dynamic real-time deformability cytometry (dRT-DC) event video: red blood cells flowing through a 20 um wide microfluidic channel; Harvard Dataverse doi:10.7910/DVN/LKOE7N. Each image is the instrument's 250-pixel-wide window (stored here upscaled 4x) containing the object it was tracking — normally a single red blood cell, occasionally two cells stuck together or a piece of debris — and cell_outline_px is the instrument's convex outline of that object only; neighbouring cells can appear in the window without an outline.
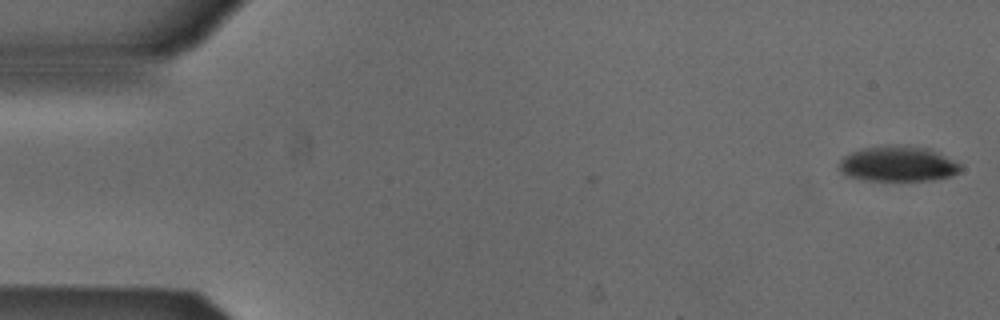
{"species": "Egyptian fruit bat (a non-hibernating species)", "species_latin": "Rousettus aegyptiacus", "temperature_condition": "cold", "stored_images_in_passage": 4, "camera_frame_rate_fps": 3000, "um_per_image_px": 0.085, "animal": {"sex": "male"}, "frame": {"image": 1, "passage_image": 1, "time_ms": 0.0, "image_size_px": [1000, 320], "cell_outline_px": [[960, 172], [952, 176], [932, 180], [860, 180], [844, 176], [840, 172], [840, 160], [844, 156], [852, 152], [864, 148], [928, 148], [960, 164]], "centroid_in_image_um": [76.29, 14.0], "position_along_channel_um": 8.7, "area_um2": 24.04}}